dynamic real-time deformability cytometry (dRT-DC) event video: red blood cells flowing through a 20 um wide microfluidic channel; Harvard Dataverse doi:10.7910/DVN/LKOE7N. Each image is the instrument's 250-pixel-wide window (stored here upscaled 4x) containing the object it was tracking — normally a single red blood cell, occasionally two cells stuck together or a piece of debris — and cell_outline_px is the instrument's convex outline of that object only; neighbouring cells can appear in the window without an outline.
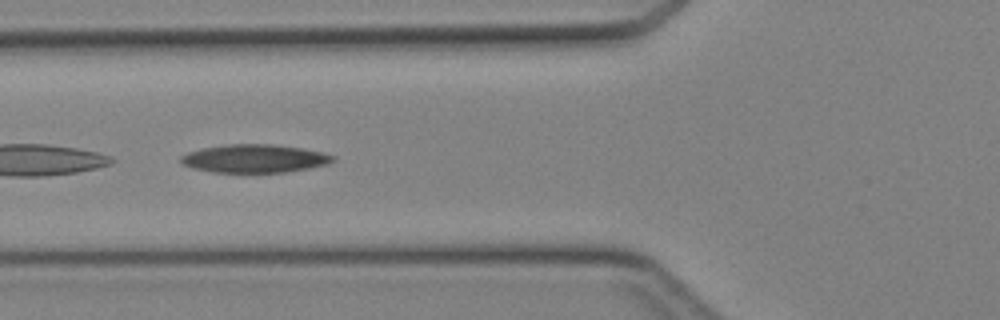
{"species": "Egyptian fruit bat (a non-hibernating species)", "species_latin": "Rousettus aegyptiacus", "temperature_condition": "cold", "stored_images_in_passage": 43, "camera_frame_rate_fps": 3000, "um_per_image_px": 0.085, "animal": {"sex": "female"}, "frame": {"image": 1, "passage_image": 16, "time_ms": 5.0, "image_size_px": [1000, 320], "cell_outline_px": [[336, 160], [328, 164], [308, 168], [284, 172], [212, 172], [192, 168], [180, 164], [180, 156], [188, 152], [204, 148], [228, 144], [272, 144], [300, 148], [324, 152], [336, 156]], "centroid_in_image_um": [21.64, 13.47], "position_along_channel_um": 104.2, "area_um2": 25.03}}
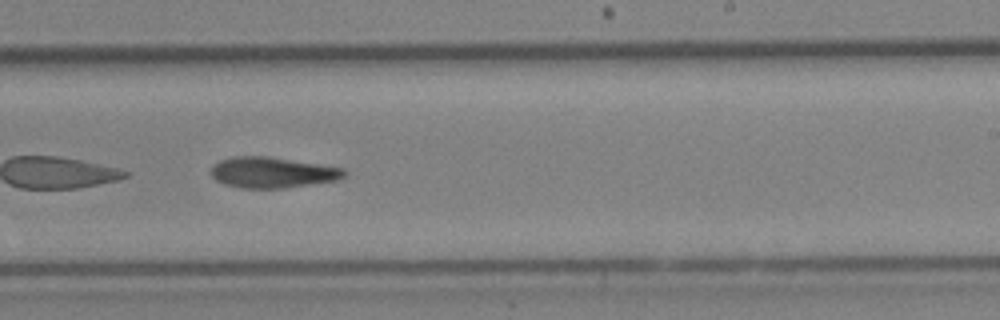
{"frame": {"image": 2, "passage_image": 27, "time_ms": 8.667, "image_size_px": [1000, 320], "cell_outline_px": [[348, 172], [344, 176], [336, 180], [284, 188], [240, 188], [224, 184], [216, 180], [212, 176], [212, 164], [220, 160], [236, 156], [268, 156], [344, 168]], "centroid_in_image_um": [23.13, 14.66], "position_along_channel_um": 265.9, "area_um2": 23.81}}
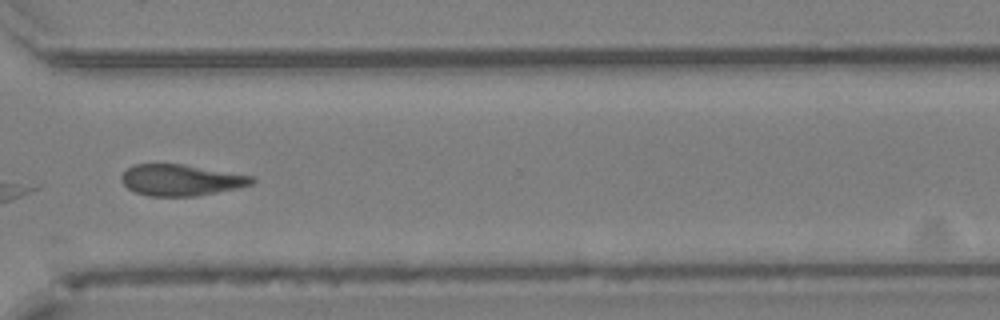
{"frame": {"image": 3, "passage_image": 33, "time_ms": 10.667, "image_size_px": [1000, 320], "cell_outline_px": [[256, 180], [252, 184], [236, 188], [196, 196], [148, 196], [136, 192], [128, 188], [120, 180], [120, 176], [128, 168], [136, 164], [184, 164], [252, 176]], "centroid_in_image_um": [15.36, 15.3], "position_along_channel_um": 355.2, "area_um2": 23.58}}